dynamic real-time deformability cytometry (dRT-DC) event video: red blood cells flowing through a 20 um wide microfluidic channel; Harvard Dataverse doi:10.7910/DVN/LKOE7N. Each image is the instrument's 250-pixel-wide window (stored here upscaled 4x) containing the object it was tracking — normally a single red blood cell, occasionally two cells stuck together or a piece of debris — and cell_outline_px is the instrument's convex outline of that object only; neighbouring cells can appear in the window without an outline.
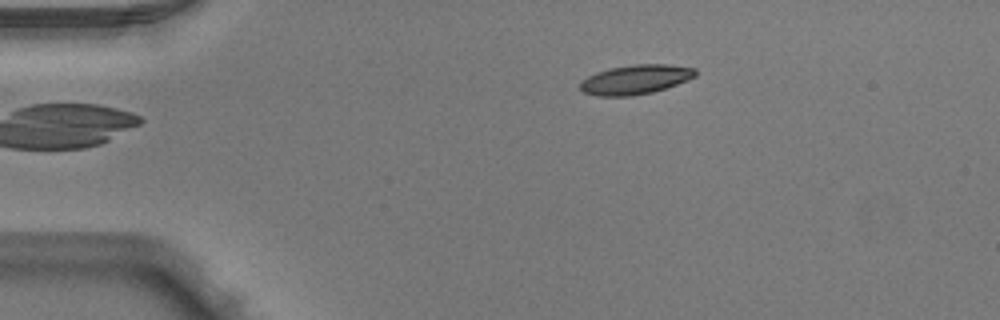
{"species": "Egyptian fruit bat (a non-hibernating species)", "species_latin": "Rousettus aegyptiacus", "temperature_condition": "warm", "stored_images_in_passage": 5, "camera_frame_rate_fps": 3000, "um_per_image_px": 0.085, "animal": {"sex": "male"}, "frame": {"image": 1, "passage_image": 5, "time_ms": 1.333, "image_size_px": [1000, 320], "cell_outline_px": [[696, 76], [688, 80], [652, 92], [632, 96], [596, 96], [584, 92], [580, 88], [580, 80], [596, 72], [608, 68], [636, 64], [668, 64], [696, 68]], "centroid_in_image_um": [54.0, 6.75], "position_along_channel_um": 31.0, "area_um2": 19.83}}